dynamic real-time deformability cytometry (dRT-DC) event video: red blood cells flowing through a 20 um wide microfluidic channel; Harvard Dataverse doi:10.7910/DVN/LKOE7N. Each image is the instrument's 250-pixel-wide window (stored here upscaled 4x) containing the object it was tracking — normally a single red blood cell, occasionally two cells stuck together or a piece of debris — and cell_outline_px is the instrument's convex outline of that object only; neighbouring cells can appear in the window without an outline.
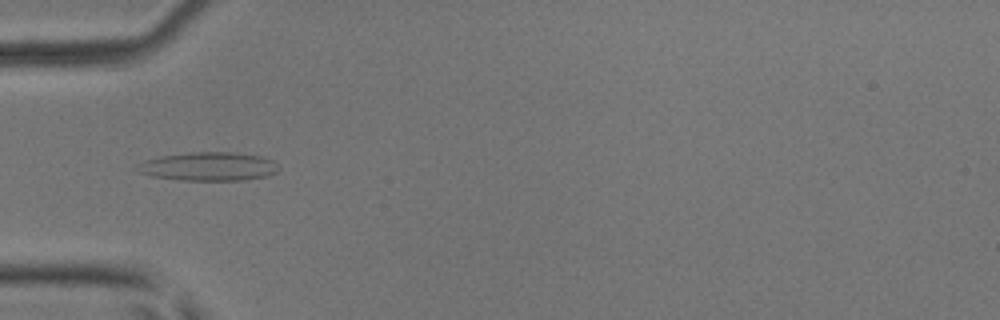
{"species": "common noctule bat (a hibernating species)", "species_latin": "Nyctalus noctula", "temperature_condition": "room temperature", "stored_images_in_passage": 5, "camera_frame_rate_fps": 3000, "um_per_image_px": 0.085, "animal": {"sex": "male", "body_mass_g": 17.9, "forearm_length_mm": 54.2}, "frame": {"image": 1, "passage_image": 5, "time_ms": 1.333, "image_size_px": [1000, 320], "cell_outline_px": [[280, 168], [276, 172], [268, 176], [244, 180], [180, 180], [152, 176], [140, 172], [132, 168], [144, 160], [160, 156], [188, 152], [232, 152], [264, 156], [272, 160]], "centroid_in_image_um": [17.72, 14.14], "position_along_channel_um": 67.3, "area_um2": 23.81}}